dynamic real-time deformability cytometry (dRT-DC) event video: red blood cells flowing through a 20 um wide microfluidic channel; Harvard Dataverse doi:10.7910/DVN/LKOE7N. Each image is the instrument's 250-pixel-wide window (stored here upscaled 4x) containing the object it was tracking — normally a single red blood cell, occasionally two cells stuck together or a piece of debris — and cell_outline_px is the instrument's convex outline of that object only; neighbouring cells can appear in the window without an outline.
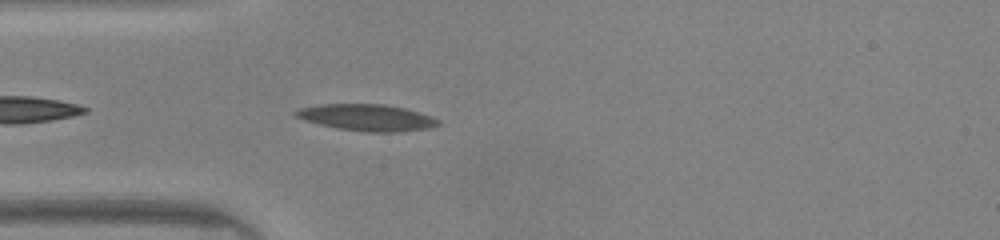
{"species": "common noctule bat (a hibernating species)", "species_latin": "Nyctalus noctula", "temperature_condition": "warm", "stored_images_in_passage": 35, "camera_frame_rate_fps": 3000, "um_per_image_px": 0.085, "animal": {"sex": "male", "body_mass_g": 20.0, "forearm_length_mm": 53.3}, "frame": {"image": 1, "passage_image": 2, "time_ms": 0.333, "image_size_px": [1000, 240], "cell_outline_px": [[440, 124], [428, 128], [396, 132], [368, 132], [340, 128], [320, 124], [304, 120], [296, 116], [292, 112], [300, 108], [320, 104], [384, 104], [404, 108], [432, 116], [440, 120]], "centroid_in_image_um": [31.19, 9.98], "position_along_channel_um": 53.8, "area_um2": 21.85}}
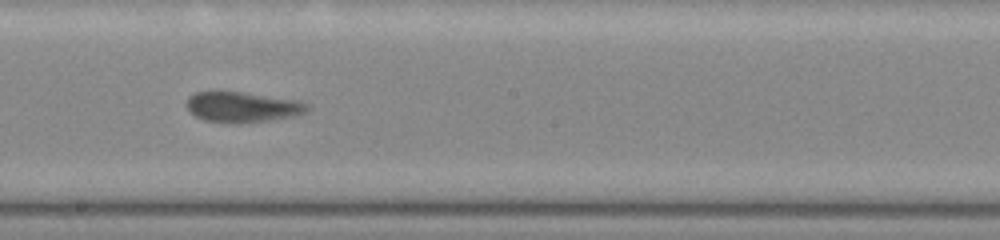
{"frame": {"image": 2, "passage_image": 15, "time_ms": 4.667, "image_size_px": [1000, 240], "cell_outline_px": [[312, 108], [304, 112], [292, 116], [268, 120], [204, 120], [196, 116], [188, 108], [188, 96], [196, 92], [240, 92], [296, 100], [308, 104]], "centroid_in_image_um": [20.64, 9.05], "position_along_channel_um": 227.6, "area_um2": 20.06}}
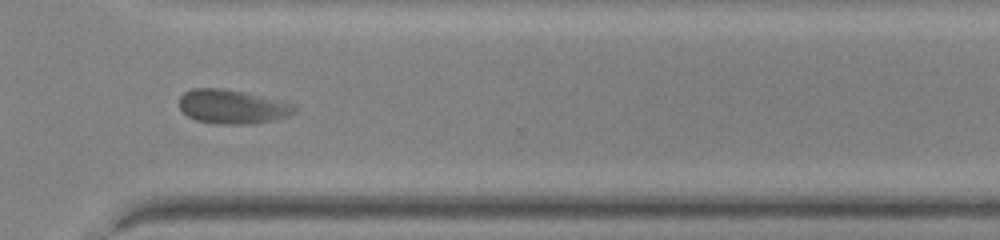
{"frame": {"image": 3, "passage_image": 24, "time_ms": 7.667, "image_size_px": [1000, 240], "cell_outline_px": [[296, 112], [288, 116], [272, 120], [248, 124], [216, 124], [196, 120], [188, 116], [180, 108], [180, 96], [184, 92], [192, 88], [220, 88], [244, 92], [296, 104]], "centroid_in_image_um": [19.75, 9.07], "position_along_channel_um": 350.9, "area_um2": 22.83}, "authors_computed_cell_mechanics": {"area_um2": 21.7328, "velocity_mm_per_s": 4.0963, "shape_relaxation_time_tau1_ms": null, "shape_relaxation_time_tau2_ms": 1.4289, "deformation_change_tau1": null, "deformation_change_tau2": 0.0739}}